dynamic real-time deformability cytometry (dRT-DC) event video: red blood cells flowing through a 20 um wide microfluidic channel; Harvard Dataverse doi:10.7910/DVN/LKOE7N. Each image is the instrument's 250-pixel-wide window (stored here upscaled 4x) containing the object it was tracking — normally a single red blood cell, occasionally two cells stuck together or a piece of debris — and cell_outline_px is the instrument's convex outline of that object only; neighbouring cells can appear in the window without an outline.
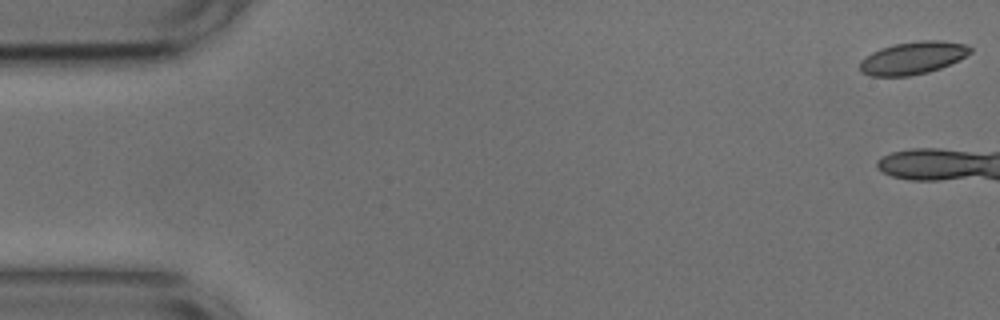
{"species": "common noctule bat (a hibernating species)", "species_latin": "Nyctalus noctula", "temperature_condition": "cold", "stored_images_in_passage": 9, "camera_frame_rate_fps": 3000, "um_per_image_px": 0.085, "animal": {"sex": "male", "body_mass_g": 17.9, "forearm_length_mm": 54.2}, "frame": {"image": 1, "passage_image": 1, "time_ms": 0.0, "image_size_px": [1000, 320], "cell_outline_px": [[972, 52], [960, 60], [940, 68], [928, 72], [908, 76], [872, 76], [860, 72], [860, 60], [872, 52], [880, 48], [892, 44], [920, 40], [940, 40], [964, 44], [972, 48]], "centroid_in_image_um": [77.59, 4.92], "position_along_channel_um": 7.4, "area_um2": 21.1}}